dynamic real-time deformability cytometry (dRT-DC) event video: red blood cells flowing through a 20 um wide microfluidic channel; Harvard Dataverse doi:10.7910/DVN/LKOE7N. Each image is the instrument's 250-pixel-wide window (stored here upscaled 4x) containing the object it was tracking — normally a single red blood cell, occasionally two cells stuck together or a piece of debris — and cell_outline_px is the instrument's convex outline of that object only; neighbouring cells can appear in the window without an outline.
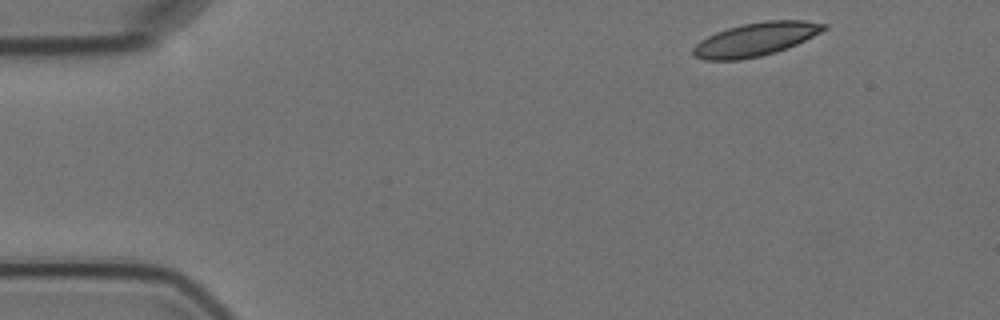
{"species": "Egyptian fruit bat (a non-hibernating species)", "species_latin": "Rousettus aegyptiacus", "temperature_condition": "cold", "stored_images_in_passage": 4, "camera_frame_rate_fps": 3000, "um_per_image_px": 0.085, "animal": {"sex": "female"}, "frame": {"image": 1, "passage_image": 1, "time_ms": 0.0, "image_size_px": [1000, 320], "cell_outline_px": [[828, 28], [788, 48], [776, 52], [760, 56], [740, 60], [704, 60], [692, 56], [692, 48], [700, 40], [716, 32], [728, 28], [744, 24], [768, 20], [804, 20], [828, 24]], "centroid_in_image_um": [64.21, 3.35], "position_along_channel_um": 20.8, "area_um2": 25.43}}
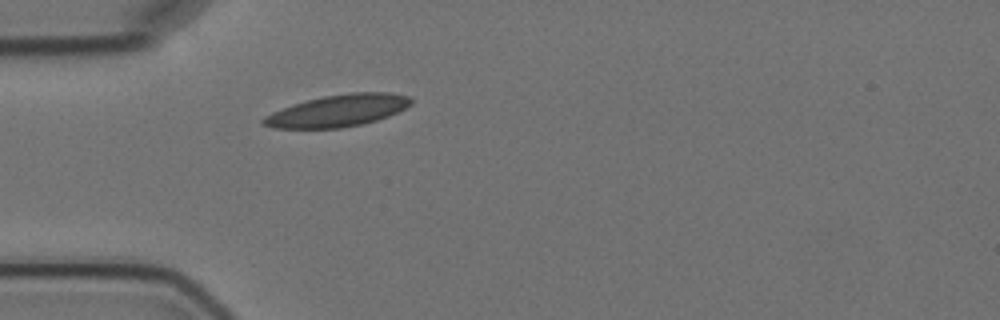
{"frame": {"image": 2, "passage_image": 4, "time_ms": 3.333, "image_size_px": [1000, 320], "cell_outline_px": [[412, 104], [388, 116], [364, 124], [340, 128], [272, 128], [260, 124], [260, 120], [264, 116], [272, 112], [308, 100], [324, 96], [352, 92], [392, 92], [412, 96]], "centroid_in_image_um": [28.74, 9.41], "position_along_channel_um": 56.3, "area_um2": 27.46}}